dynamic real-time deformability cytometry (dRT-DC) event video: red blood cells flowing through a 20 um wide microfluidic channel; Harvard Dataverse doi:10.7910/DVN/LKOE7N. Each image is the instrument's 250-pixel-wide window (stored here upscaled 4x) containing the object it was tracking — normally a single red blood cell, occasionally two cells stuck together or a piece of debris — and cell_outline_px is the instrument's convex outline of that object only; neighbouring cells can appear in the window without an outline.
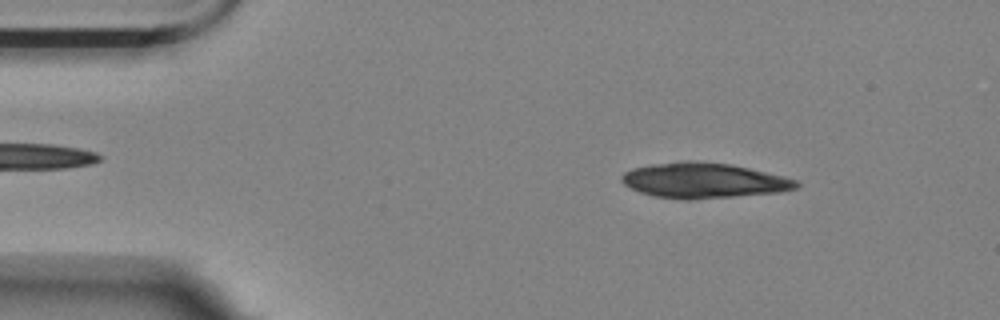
{"species": "Egyptian fruit bat (a non-hibernating species)", "species_latin": "Rousettus aegyptiacus", "temperature_condition": "room temperature", "stored_images_in_passage": 53, "camera_frame_rate_fps": 3000, "um_per_image_px": 0.085, "animal": {"sex": "female"}, "frame": {"image": 1, "passage_image": 6, "time_ms": 1.667, "image_size_px": [1000, 320], "cell_outline_px": [[800, 184], [796, 188], [780, 192], [692, 200], [684, 200], [656, 196], [640, 192], [624, 184], [620, 180], [620, 176], [624, 172], [632, 168], [652, 164], [688, 160], [732, 164], [796, 180]], "centroid_in_image_um": [59.77, 15.34], "position_along_channel_um": 25.2, "area_um2": 35.72}}
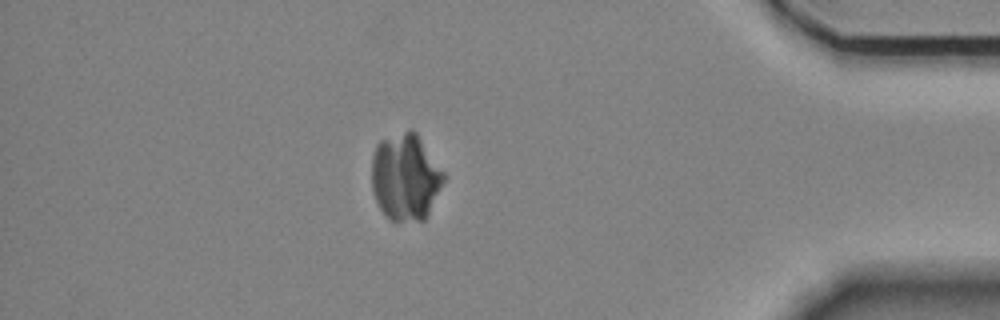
{"frame": {"image": 2, "passage_image": 46, "time_ms": 15.0, "image_size_px": [1000, 320], "cell_outline_px": [[444, 180], [428, 216], [424, 220], [396, 224], [388, 220], [380, 208], [376, 200], [372, 188], [372, 156], [376, 144], [380, 140], [408, 128], [412, 128], [416, 132], [444, 172]], "centroid_in_image_um": [34.45, 15.08], "position_along_channel_um": 400.8, "area_um2": 37.05}}